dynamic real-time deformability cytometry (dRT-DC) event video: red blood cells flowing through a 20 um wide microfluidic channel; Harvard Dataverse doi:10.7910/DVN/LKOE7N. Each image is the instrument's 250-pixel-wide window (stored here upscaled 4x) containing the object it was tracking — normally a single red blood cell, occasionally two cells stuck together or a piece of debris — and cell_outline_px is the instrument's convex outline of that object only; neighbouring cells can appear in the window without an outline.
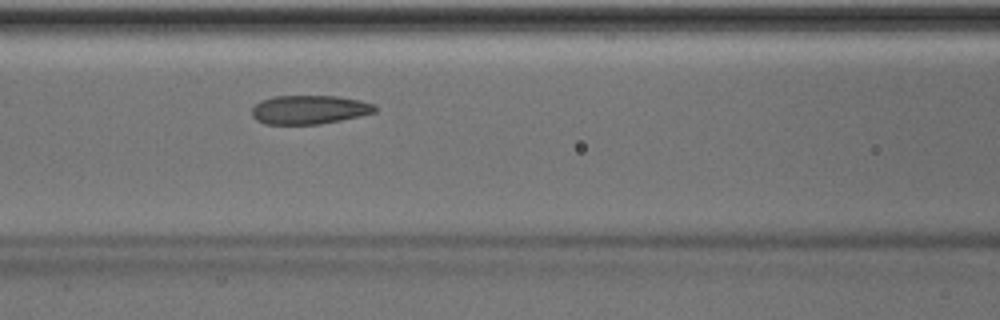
{"species": "Egyptian fruit bat (a non-hibernating species)", "species_latin": "Rousettus aegyptiacus", "temperature_condition": "room temperature", "stored_images_in_passage": 32, "camera_frame_rate_fps": 3000, "um_per_image_px": 0.085, "animal": {"sex": "male"}, "frame": {"image": 1, "passage_image": 14, "time_ms": 4.333, "image_size_px": [1000, 320], "cell_outline_px": [[376, 112], [360, 116], [320, 124], [264, 124], [256, 120], [252, 116], [252, 108], [260, 100], [272, 96], [336, 96], [360, 100], [372, 104], [376, 108]], "centroid_in_image_um": [26.25, 9.32], "position_along_channel_um": 140.3, "area_um2": 20.69}}